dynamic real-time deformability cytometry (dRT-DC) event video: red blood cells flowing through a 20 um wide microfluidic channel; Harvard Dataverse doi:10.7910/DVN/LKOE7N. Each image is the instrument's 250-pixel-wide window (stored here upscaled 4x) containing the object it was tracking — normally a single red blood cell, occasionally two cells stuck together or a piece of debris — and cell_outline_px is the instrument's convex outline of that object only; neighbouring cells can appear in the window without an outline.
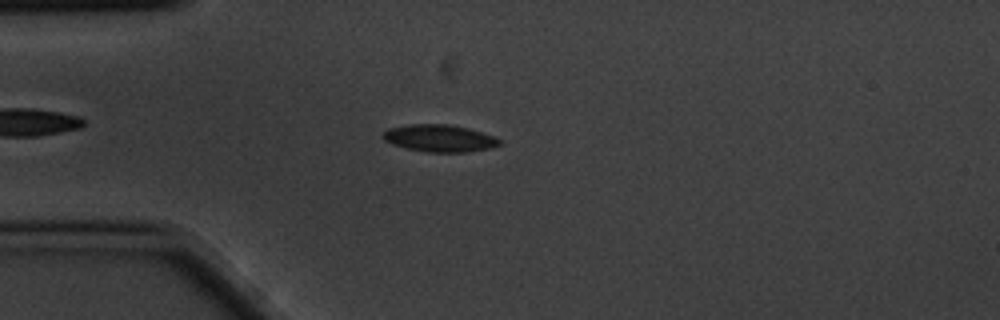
{"species": "common noctule bat (a hibernating species)", "species_latin": "Nyctalus noctula", "temperature_condition": "cold", "stored_images_in_passage": 1, "camera_frame_rate_fps": 3000, "um_per_image_px": 0.085, "animal": {"sex": "male", "body_mass_g": 20.1, "forearm_length_mm": 53.5}, "frame": {"image": 1, "passage_image": 1, "time_ms": 0.0, "image_size_px": [1000, 320], "cell_outline_px": [[500, 144], [488, 148], [468, 152], [428, 152], [404, 148], [392, 144], [384, 140], [380, 136], [388, 128], [408, 124], [448, 124], [468, 128], [492, 136], [500, 140]], "centroid_in_image_um": [37.28, 11.75], "position_along_channel_um": 47.7, "area_um2": 18.38}}